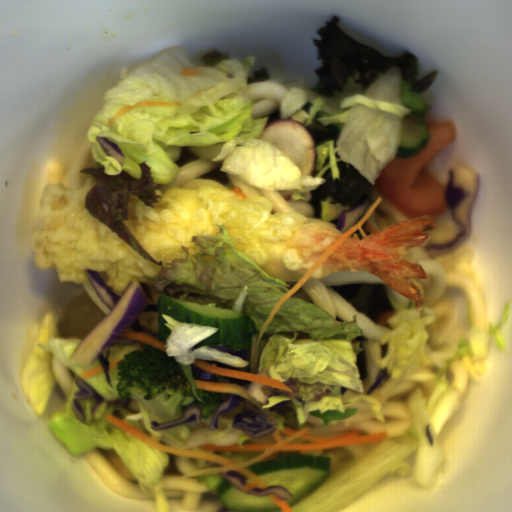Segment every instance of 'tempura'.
Masks as SVG:
<instances>
[{
    "instance_id": "d4f62c59",
    "label": "tempura",
    "mask_w": 512,
    "mask_h": 512,
    "mask_svg": "<svg viewBox=\"0 0 512 512\" xmlns=\"http://www.w3.org/2000/svg\"><path fill=\"white\" fill-rule=\"evenodd\" d=\"M96 182L76 189L49 182L42 189L30 234L32 261L40 271L76 285L88 281L85 269H94L120 297L132 279L142 287L154 284L162 265L146 262L90 214L86 196Z\"/></svg>"
},
{
    "instance_id": "6ee92434",
    "label": "tempura",
    "mask_w": 512,
    "mask_h": 512,
    "mask_svg": "<svg viewBox=\"0 0 512 512\" xmlns=\"http://www.w3.org/2000/svg\"><path fill=\"white\" fill-rule=\"evenodd\" d=\"M435 229V221L428 217L382 227L366 237L351 234L317 266L308 280L336 274H373L419 310L427 273L411 256Z\"/></svg>"
},
{
    "instance_id": "8679c707",
    "label": "tempura",
    "mask_w": 512,
    "mask_h": 512,
    "mask_svg": "<svg viewBox=\"0 0 512 512\" xmlns=\"http://www.w3.org/2000/svg\"><path fill=\"white\" fill-rule=\"evenodd\" d=\"M154 207L129 195L122 220L145 251L162 264L204 249L192 238L213 235L224 222L239 252L274 278L299 281L343 234L314 214L278 212L271 201L209 184L159 189Z\"/></svg>"
}]
</instances>
